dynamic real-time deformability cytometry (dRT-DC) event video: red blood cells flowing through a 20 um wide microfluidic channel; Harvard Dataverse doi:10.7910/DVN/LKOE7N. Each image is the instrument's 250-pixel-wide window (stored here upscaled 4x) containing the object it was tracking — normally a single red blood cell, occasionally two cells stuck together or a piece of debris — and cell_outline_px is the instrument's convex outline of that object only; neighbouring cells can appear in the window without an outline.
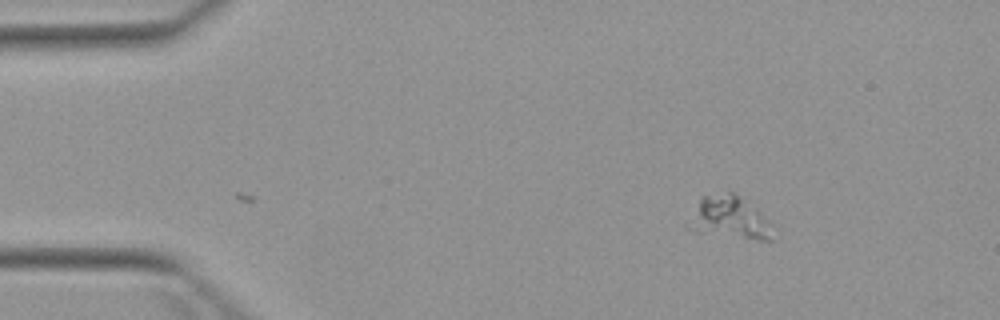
{"species": "Egyptian fruit bat (a non-hibernating species)", "species_latin": "Rousettus aegyptiacus", "temperature_condition": "warm", "stored_images_in_passage": 3, "camera_frame_rate_fps": 3000, "um_per_image_px": 0.085, "animal": {"sex": "female"}, "frame": {"image": 1, "passage_image": 3, "time_ms": 2.333, "image_size_px": [1000, 320], "cell_outline_px": [[772, 240], [756, 240], [696, 232], [684, 228], [684, 224], [700, 200], [704, 196], [728, 192], [732, 192], [756, 208]], "centroid_in_image_um": [61.82, 18.52], "position_along_channel_um": 23.2, "area_um2": 20.0}}